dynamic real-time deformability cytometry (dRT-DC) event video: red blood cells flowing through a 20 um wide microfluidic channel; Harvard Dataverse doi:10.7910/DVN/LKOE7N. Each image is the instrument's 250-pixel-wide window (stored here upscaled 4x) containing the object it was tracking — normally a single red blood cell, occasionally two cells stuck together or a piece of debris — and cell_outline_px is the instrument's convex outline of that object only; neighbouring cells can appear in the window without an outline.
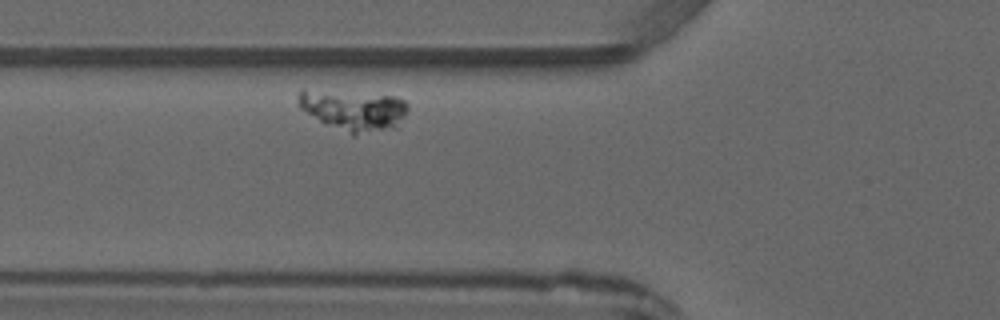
{"species": "common noctule bat (a hibernating species)", "species_latin": "Nyctalus noctula", "temperature_condition": "warm", "stored_images_in_passage": 2, "camera_frame_rate_fps": 3000, "um_per_image_px": 0.085, "animal": {"sex": "male", "forearm_length_mm": 52.5}, "frame": {"image": 1, "passage_image": 2, "time_ms": 1.0, "image_size_px": [1000, 320], "cell_outline_px": [[408, 108], [400, 128], [356, 136], [352, 136], [320, 120], [300, 108], [296, 104], [296, 96], [300, 88], [304, 88], [396, 96], [404, 100], [408, 104]], "centroid_in_image_um": [30.07, 9.37], "position_along_channel_um": 95.7, "area_um2": 26.88}}